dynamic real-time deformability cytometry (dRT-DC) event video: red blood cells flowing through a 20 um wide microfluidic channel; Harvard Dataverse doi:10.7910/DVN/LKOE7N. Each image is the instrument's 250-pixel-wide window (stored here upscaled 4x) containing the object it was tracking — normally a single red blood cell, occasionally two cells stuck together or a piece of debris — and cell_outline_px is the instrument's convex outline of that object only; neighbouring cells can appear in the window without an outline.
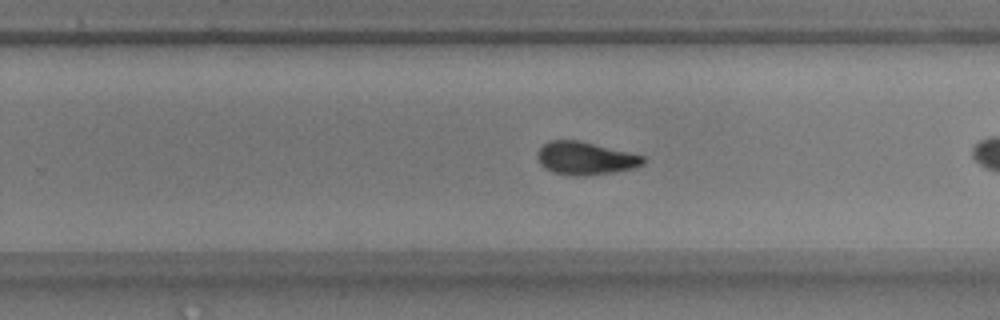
{"species": "common noctule bat (a hibernating species)", "species_latin": "Nyctalus noctula", "temperature_condition": "warm", "stored_images_in_passage": 28, "camera_frame_rate_fps": 3000, "um_per_image_px": 0.085, "animal": {"sex": "male", "body_mass_g": 17.9, "forearm_length_mm": 54.2}, "frame": {"image": 1, "passage_image": 20, "time_ms": 6.333, "image_size_px": [1000, 320], "cell_outline_px": [[644, 164], [636, 168], [612, 172], [584, 176], [572, 176], [552, 172], [544, 168], [540, 164], [536, 156], [536, 152], [548, 140], [576, 140], [644, 156]], "centroid_in_image_um": [49.7, 13.47], "position_along_channel_um": 280.1, "area_um2": 20.23}}